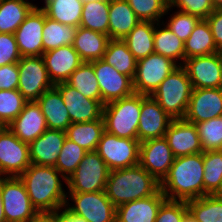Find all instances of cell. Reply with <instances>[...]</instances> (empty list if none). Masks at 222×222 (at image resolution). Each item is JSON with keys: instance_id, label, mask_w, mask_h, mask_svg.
<instances>
[{"instance_id": "27", "label": "cell", "mask_w": 222, "mask_h": 222, "mask_svg": "<svg viewBox=\"0 0 222 222\" xmlns=\"http://www.w3.org/2000/svg\"><path fill=\"white\" fill-rule=\"evenodd\" d=\"M140 22L126 0H110L109 38L123 40Z\"/></svg>"}, {"instance_id": "45", "label": "cell", "mask_w": 222, "mask_h": 222, "mask_svg": "<svg viewBox=\"0 0 222 222\" xmlns=\"http://www.w3.org/2000/svg\"><path fill=\"white\" fill-rule=\"evenodd\" d=\"M187 214L186 201L166 199L158 210L155 222H183Z\"/></svg>"}, {"instance_id": "1", "label": "cell", "mask_w": 222, "mask_h": 222, "mask_svg": "<svg viewBox=\"0 0 222 222\" xmlns=\"http://www.w3.org/2000/svg\"><path fill=\"white\" fill-rule=\"evenodd\" d=\"M60 175V178H59ZM25 184L32 206L38 213L58 212L65 206L67 194L62 180L67 179L53 166H30L19 176Z\"/></svg>"}, {"instance_id": "7", "label": "cell", "mask_w": 222, "mask_h": 222, "mask_svg": "<svg viewBox=\"0 0 222 222\" xmlns=\"http://www.w3.org/2000/svg\"><path fill=\"white\" fill-rule=\"evenodd\" d=\"M0 186L6 222H31L38 212L23 181L19 177H0Z\"/></svg>"}, {"instance_id": "34", "label": "cell", "mask_w": 222, "mask_h": 222, "mask_svg": "<svg viewBox=\"0 0 222 222\" xmlns=\"http://www.w3.org/2000/svg\"><path fill=\"white\" fill-rule=\"evenodd\" d=\"M110 0H97L83 4L80 27L109 36Z\"/></svg>"}, {"instance_id": "37", "label": "cell", "mask_w": 222, "mask_h": 222, "mask_svg": "<svg viewBox=\"0 0 222 222\" xmlns=\"http://www.w3.org/2000/svg\"><path fill=\"white\" fill-rule=\"evenodd\" d=\"M66 83L86 98L98 100L101 103L100 87L91 62H83L70 75Z\"/></svg>"}, {"instance_id": "19", "label": "cell", "mask_w": 222, "mask_h": 222, "mask_svg": "<svg viewBox=\"0 0 222 222\" xmlns=\"http://www.w3.org/2000/svg\"><path fill=\"white\" fill-rule=\"evenodd\" d=\"M55 87L63 97L71 123L99 120L102 117L103 105L98 100L86 98L66 82L55 84Z\"/></svg>"}, {"instance_id": "41", "label": "cell", "mask_w": 222, "mask_h": 222, "mask_svg": "<svg viewBox=\"0 0 222 222\" xmlns=\"http://www.w3.org/2000/svg\"><path fill=\"white\" fill-rule=\"evenodd\" d=\"M203 152L222 150V116L195 123Z\"/></svg>"}, {"instance_id": "13", "label": "cell", "mask_w": 222, "mask_h": 222, "mask_svg": "<svg viewBox=\"0 0 222 222\" xmlns=\"http://www.w3.org/2000/svg\"><path fill=\"white\" fill-rule=\"evenodd\" d=\"M193 88L222 87V52L203 56H194L181 62Z\"/></svg>"}, {"instance_id": "11", "label": "cell", "mask_w": 222, "mask_h": 222, "mask_svg": "<svg viewBox=\"0 0 222 222\" xmlns=\"http://www.w3.org/2000/svg\"><path fill=\"white\" fill-rule=\"evenodd\" d=\"M18 91L27 101H37L39 97L55 85L50 80L42 56L21 57Z\"/></svg>"}, {"instance_id": "23", "label": "cell", "mask_w": 222, "mask_h": 222, "mask_svg": "<svg viewBox=\"0 0 222 222\" xmlns=\"http://www.w3.org/2000/svg\"><path fill=\"white\" fill-rule=\"evenodd\" d=\"M65 139L66 131L47 129L29 144L31 164L55 167Z\"/></svg>"}, {"instance_id": "3", "label": "cell", "mask_w": 222, "mask_h": 222, "mask_svg": "<svg viewBox=\"0 0 222 222\" xmlns=\"http://www.w3.org/2000/svg\"><path fill=\"white\" fill-rule=\"evenodd\" d=\"M160 183L140 164L116 170H110L105 192L115 207L137 199L155 195Z\"/></svg>"}, {"instance_id": "10", "label": "cell", "mask_w": 222, "mask_h": 222, "mask_svg": "<svg viewBox=\"0 0 222 222\" xmlns=\"http://www.w3.org/2000/svg\"><path fill=\"white\" fill-rule=\"evenodd\" d=\"M74 205L65 203L70 213L84 218L87 222H116V207L108 199L105 191L90 193H69Z\"/></svg>"}, {"instance_id": "20", "label": "cell", "mask_w": 222, "mask_h": 222, "mask_svg": "<svg viewBox=\"0 0 222 222\" xmlns=\"http://www.w3.org/2000/svg\"><path fill=\"white\" fill-rule=\"evenodd\" d=\"M164 137L175 158L203 152L195 124L185 119H173Z\"/></svg>"}, {"instance_id": "50", "label": "cell", "mask_w": 222, "mask_h": 222, "mask_svg": "<svg viewBox=\"0 0 222 222\" xmlns=\"http://www.w3.org/2000/svg\"><path fill=\"white\" fill-rule=\"evenodd\" d=\"M31 222H59V211L38 213Z\"/></svg>"}, {"instance_id": "4", "label": "cell", "mask_w": 222, "mask_h": 222, "mask_svg": "<svg viewBox=\"0 0 222 222\" xmlns=\"http://www.w3.org/2000/svg\"><path fill=\"white\" fill-rule=\"evenodd\" d=\"M142 94L112 101L103 106L102 118L106 132L119 138L138 140Z\"/></svg>"}, {"instance_id": "25", "label": "cell", "mask_w": 222, "mask_h": 222, "mask_svg": "<svg viewBox=\"0 0 222 222\" xmlns=\"http://www.w3.org/2000/svg\"><path fill=\"white\" fill-rule=\"evenodd\" d=\"M37 103L45 116L48 129L67 130L71 124L70 116L63 97L55 86L46 90Z\"/></svg>"}, {"instance_id": "55", "label": "cell", "mask_w": 222, "mask_h": 222, "mask_svg": "<svg viewBox=\"0 0 222 222\" xmlns=\"http://www.w3.org/2000/svg\"><path fill=\"white\" fill-rule=\"evenodd\" d=\"M83 4L84 3H89V2H93V1H97V0H80Z\"/></svg>"}, {"instance_id": "52", "label": "cell", "mask_w": 222, "mask_h": 222, "mask_svg": "<svg viewBox=\"0 0 222 222\" xmlns=\"http://www.w3.org/2000/svg\"><path fill=\"white\" fill-rule=\"evenodd\" d=\"M0 222H6L5 213L3 209V201L1 196V186H0Z\"/></svg>"}, {"instance_id": "35", "label": "cell", "mask_w": 222, "mask_h": 222, "mask_svg": "<svg viewBox=\"0 0 222 222\" xmlns=\"http://www.w3.org/2000/svg\"><path fill=\"white\" fill-rule=\"evenodd\" d=\"M188 213L196 222H222V198L206 195L186 202Z\"/></svg>"}, {"instance_id": "39", "label": "cell", "mask_w": 222, "mask_h": 222, "mask_svg": "<svg viewBox=\"0 0 222 222\" xmlns=\"http://www.w3.org/2000/svg\"><path fill=\"white\" fill-rule=\"evenodd\" d=\"M204 196L216 195L222 187V150L203 152Z\"/></svg>"}, {"instance_id": "49", "label": "cell", "mask_w": 222, "mask_h": 222, "mask_svg": "<svg viewBox=\"0 0 222 222\" xmlns=\"http://www.w3.org/2000/svg\"><path fill=\"white\" fill-rule=\"evenodd\" d=\"M217 49L222 52V9H215L207 18Z\"/></svg>"}, {"instance_id": "24", "label": "cell", "mask_w": 222, "mask_h": 222, "mask_svg": "<svg viewBox=\"0 0 222 222\" xmlns=\"http://www.w3.org/2000/svg\"><path fill=\"white\" fill-rule=\"evenodd\" d=\"M166 199L159 190L155 195L119 205L116 207V222H155Z\"/></svg>"}, {"instance_id": "48", "label": "cell", "mask_w": 222, "mask_h": 222, "mask_svg": "<svg viewBox=\"0 0 222 222\" xmlns=\"http://www.w3.org/2000/svg\"><path fill=\"white\" fill-rule=\"evenodd\" d=\"M19 68L17 63L0 67V90H18Z\"/></svg>"}, {"instance_id": "18", "label": "cell", "mask_w": 222, "mask_h": 222, "mask_svg": "<svg viewBox=\"0 0 222 222\" xmlns=\"http://www.w3.org/2000/svg\"><path fill=\"white\" fill-rule=\"evenodd\" d=\"M219 116H222V87L193 88L184 119L195 124Z\"/></svg>"}, {"instance_id": "57", "label": "cell", "mask_w": 222, "mask_h": 222, "mask_svg": "<svg viewBox=\"0 0 222 222\" xmlns=\"http://www.w3.org/2000/svg\"><path fill=\"white\" fill-rule=\"evenodd\" d=\"M5 128V126L3 125V123L0 121V132Z\"/></svg>"}, {"instance_id": "22", "label": "cell", "mask_w": 222, "mask_h": 222, "mask_svg": "<svg viewBox=\"0 0 222 222\" xmlns=\"http://www.w3.org/2000/svg\"><path fill=\"white\" fill-rule=\"evenodd\" d=\"M45 67L52 83L66 82L70 75L83 63L73 45H65L42 54Z\"/></svg>"}, {"instance_id": "56", "label": "cell", "mask_w": 222, "mask_h": 222, "mask_svg": "<svg viewBox=\"0 0 222 222\" xmlns=\"http://www.w3.org/2000/svg\"><path fill=\"white\" fill-rule=\"evenodd\" d=\"M218 197L222 198V187L221 189L219 190V192L216 194Z\"/></svg>"}, {"instance_id": "51", "label": "cell", "mask_w": 222, "mask_h": 222, "mask_svg": "<svg viewBox=\"0 0 222 222\" xmlns=\"http://www.w3.org/2000/svg\"><path fill=\"white\" fill-rule=\"evenodd\" d=\"M59 210V222H87L84 218L70 213L66 208L63 211Z\"/></svg>"}, {"instance_id": "44", "label": "cell", "mask_w": 222, "mask_h": 222, "mask_svg": "<svg viewBox=\"0 0 222 222\" xmlns=\"http://www.w3.org/2000/svg\"><path fill=\"white\" fill-rule=\"evenodd\" d=\"M201 19L181 11L175 12L168 20L167 27L183 42L193 32V29Z\"/></svg>"}, {"instance_id": "54", "label": "cell", "mask_w": 222, "mask_h": 222, "mask_svg": "<svg viewBox=\"0 0 222 222\" xmlns=\"http://www.w3.org/2000/svg\"><path fill=\"white\" fill-rule=\"evenodd\" d=\"M183 222H196L191 216L190 214L188 213L184 219H183Z\"/></svg>"}, {"instance_id": "6", "label": "cell", "mask_w": 222, "mask_h": 222, "mask_svg": "<svg viewBox=\"0 0 222 222\" xmlns=\"http://www.w3.org/2000/svg\"><path fill=\"white\" fill-rule=\"evenodd\" d=\"M109 169L96 151L85 154L76 170L67 179L68 193L105 191Z\"/></svg>"}, {"instance_id": "15", "label": "cell", "mask_w": 222, "mask_h": 222, "mask_svg": "<svg viewBox=\"0 0 222 222\" xmlns=\"http://www.w3.org/2000/svg\"><path fill=\"white\" fill-rule=\"evenodd\" d=\"M174 158L165 137L140 142L139 164L159 183L168 175Z\"/></svg>"}, {"instance_id": "53", "label": "cell", "mask_w": 222, "mask_h": 222, "mask_svg": "<svg viewBox=\"0 0 222 222\" xmlns=\"http://www.w3.org/2000/svg\"><path fill=\"white\" fill-rule=\"evenodd\" d=\"M214 9H222V0H211Z\"/></svg>"}, {"instance_id": "30", "label": "cell", "mask_w": 222, "mask_h": 222, "mask_svg": "<svg viewBox=\"0 0 222 222\" xmlns=\"http://www.w3.org/2000/svg\"><path fill=\"white\" fill-rule=\"evenodd\" d=\"M104 131V121L101 117L99 120L71 123L66 130V137L87 152L96 151Z\"/></svg>"}, {"instance_id": "21", "label": "cell", "mask_w": 222, "mask_h": 222, "mask_svg": "<svg viewBox=\"0 0 222 222\" xmlns=\"http://www.w3.org/2000/svg\"><path fill=\"white\" fill-rule=\"evenodd\" d=\"M8 128L22 142L30 144L48 127L45 116L37 101H27L21 113L9 124Z\"/></svg>"}, {"instance_id": "26", "label": "cell", "mask_w": 222, "mask_h": 222, "mask_svg": "<svg viewBox=\"0 0 222 222\" xmlns=\"http://www.w3.org/2000/svg\"><path fill=\"white\" fill-rule=\"evenodd\" d=\"M109 41L108 35L79 26L76 30L73 48L83 62H91L103 58Z\"/></svg>"}, {"instance_id": "12", "label": "cell", "mask_w": 222, "mask_h": 222, "mask_svg": "<svg viewBox=\"0 0 222 222\" xmlns=\"http://www.w3.org/2000/svg\"><path fill=\"white\" fill-rule=\"evenodd\" d=\"M30 164L29 144L5 127L0 132V177H19Z\"/></svg>"}, {"instance_id": "43", "label": "cell", "mask_w": 222, "mask_h": 222, "mask_svg": "<svg viewBox=\"0 0 222 222\" xmlns=\"http://www.w3.org/2000/svg\"><path fill=\"white\" fill-rule=\"evenodd\" d=\"M26 102L18 90H0V121L5 127L21 113Z\"/></svg>"}, {"instance_id": "40", "label": "cell", "mask_w": 222, "mask_h": 222, "mask_svg": "<svg viewBox=\"0 0 222 222\" xmlns=\"http://www.w3.org/2000/svg\"><path fill=\"white\" fill-rule=\"evenodd\" d=\"M86 153L87 151L84 148L66 137L62 151L56 161V170L68 179L76 170Z\"/></svg>"}, {"instance_id": "28", "label": "cell", "mask_w": 222, "mask_h": 222, "mask_svg": "<svg viewBox=\"0 0 222 222\" xmlns=\"http://www.w3.org/2000/svg\"><path fill=\"white\" fill-rule=\"evenodd\" d=\"M156 24V22L140 21L123 39L137 61L154 53Z\"/></svg>"}, {"instance_id": "32", "label": "cell", "mask_w": 222, "mask_h": 222, "mask_svg": "<svg viewBox=\"0 0 222 222\" xmlns=\"http://www.w3.org/2000/svg\"><path fill=\"white\" fill-rule=\"evenodd\" d=\"M34 7L26 0H1L0 33L14 34Z\"/></svg>"}, {"instance_id": "36", "label": "cell", "mask_w": 222, "mask_h": 222, "mask_svg": "<svg viewBox=\"0 0 222 222\" xmlns=\"http://www.w3.org/2000/svg\"><path fill=\"white\" fill-rule=\"evenodd\" d=\"M77 28L52 20L45 15L43 51L48 52L65 45H73Z\"/></svg>"}, {"instance_id": "31", "label": "cell", "mask_w": 222, "mask_h": 222, "mask_svg": "<svg viewBox=\"0 0 222 222\" xmlns=\"http://www.w3.org/2000/svg\"><path fill=\"white\" fill-rule=\"evenodd\" d=\"M41 7L45 15L61 24L78 28L82 17L83 3L80 0H44Z\"/></svg>"}, {"instance_id": "29", "label": "cell", "mask_w": 222, "mask_h": 222, "mask_svg": "<svg viewBox=\"0 0 222 222\" xmlns=\"http://www.w3.org/2000/svg\"><path fill=\"white\" fill-rule=\"evenodd\" d=\"M220 52L206 19H201L193 32L184 42V61L194 56H203Z\"/></svg>"}, {"instance_id": "9", "label": "cell", "mask_w": 222, "mask_h": 222, "mask_svg": "<svg viewBox=\"0 0 222 222\" xmlns=\"http://www.w3.org/2000/svg\"><path fill=\"white\" fill-rule=\"evenodd\" d=\"M179 65L168 57L150 54L137 61L133 78L136 94L151 95L160 83Z\"/></svg>"}, {"instance_id": "38", "label": "cell", "mask_w": 222, "mask_h": 222, "mask_svg": "<svg viewBox=\"0 0 222 222\" xmlns=\"http://www.w3.org/2000/svg\"><path fill=\"white\" fill-rule=\"evenodd\" d=\"M157 27L160 28L159 22L154 30V53L168 57L177 64L179 60L184 63V42L167 26L160 29Z\"/></svg>"}, {"instance_id": "16", "label": "cell", "mask_w": 222, "mask_h": 222, "mask_svg": "<svg viewBox=\"0 0 222 222\" xmlns=\"http://www.w3.org/2000/svg\"><path fill=\"white\" fill-rule=\"evenodd\" d=\"M45 13L35 6L14 33L22 57L42 56Z\"/></svg>"}, {"instance_id": "33", "label": "cell", "mask_w": 222, "mask_h": 222, "mask_svg": "<svg viewBox=\"0 0 222 222\" xmlns=\"http://www.w3.org/2000/svg\"><path fill=\"white\" fill-rule=\"evenodd\" d=\"M102 60L113 66L119 73L129 76L133 80L137 60L123 40L110 39Z\"/></svg>"}, {"instance_id": "47", "label": "cell", "mask_w": 222, "mask_h": 222, "mask_svg": "<svg viewBox=\"0 0 222 222\" xmlns=\"http://www.w3.org/2000/svg\"><path fill=\"white\" fill-rule=\"evenodd\" d=\"M21 57L14 34L0 33V67L18 63Z\"/></svg>"}, {"instance_id": "8", "label": "cell", "mask_w": 222, "mask_h": 222, "mask_svg": "<svg viewBox=\"0 0 222 222\" xmlns=\"http://www.w3.org/2000/svg\"><path fill=\"white\" fill-rule=\"evenodd\" d=\"M96 152L104 160L109 170L129 168L139 164L140 142L119 138L104 131Z\"/></svg>"}, {"instance_id": "42", "label": "cell", "mask_w": 222, "mask_h": 222, "mask_svg": "<svg viewBox=\"0 0 222 222\" xmlns=\"http://www.w3.org/2000/svg\"><path fill=\"white\" fill-rule=\"evenodd\" d=\"M140 21L160 23L171 9L169 0H126Z\"/></svg>"}, {"instance_id": "5", "label": "cell", "mask_w": 222, "mask_h": 222, "mask_svg": "<svg viewBox=\"0 0 222 222\" xmlns=\"http://www.w3.org/2000/svg\"><path fill=\"white\" fill-rule=\"evenodd\" d=\"M193 86L182 65L172 71L150 95L172 119H184Z\"/></svg>"}, {"instance_id": "17", "label": "cell", "mask_w": 222, "mask_h": 222, "mask_svg": "<svg viewBox=\"0 0 222 222\" xmlns=\"http://www.w3.org/2000/svg\"><path fill=\"white\" fill-rule=\"evenodd\" d=\"M172 120L155 99L150 95L142 94L138 141L144 142L164 137Z\"/></svg>"}, {"instance_id": "2", "label": "cell", "mask_w": 222, "mask_h": 222, "mask_svg": "<svg viewBox=\"0 0 222 222\" xmlns=\"http://www.w3.org/2000/svg\"><path fill=\"white\" fill-rule=\"evenodd\" d=\"M203 152L174 158L160 190L169 200L189 201L204 196Z\"/></svg>"}, {"instance_id": "46", "label": "cell", "mask_w": 222, "mask_h": 222, "mask_svg": "<svg viewBox=\"0 0 222 222\" xmlns=\"http://www.w3.org/2000/svg\"><path fill=\"white\" fill-rule=\"evenodd\" d=\"M169 6L200 19H206L215 10L211 0H169Z\"/></svg>"}, {"instance_id": "14", "label": "cell", "mask_w": 222, "mask_h": 222, "mask_svg": "<svg viewBox=\"0 0 222 222\" xmlns=\"http://www.w3.org/2000/svg\"><path fill=\"white\" fill-rule=\"evenodd\" d=\"M101 92V104L104 106L121 98L133 95V80L119 73L102 59L91 61Z\"/></svg>"}]
</instances>
